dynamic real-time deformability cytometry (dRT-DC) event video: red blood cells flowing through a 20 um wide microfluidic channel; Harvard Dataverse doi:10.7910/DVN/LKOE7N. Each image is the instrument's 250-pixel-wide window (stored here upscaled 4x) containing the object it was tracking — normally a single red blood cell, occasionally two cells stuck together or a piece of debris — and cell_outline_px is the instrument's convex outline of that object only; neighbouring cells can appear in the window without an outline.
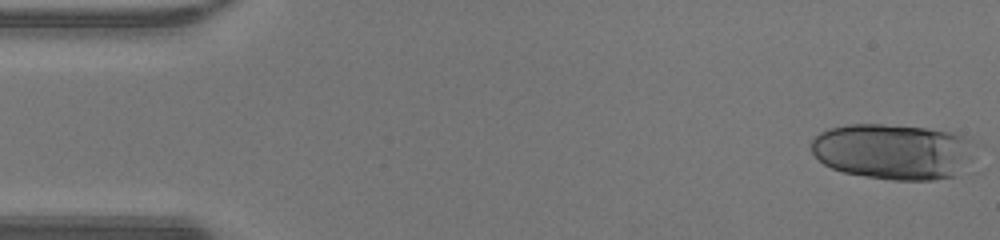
{"species": "human", "species_latin": "Homo sapiens", "temperature_condition": "warm", "stored_images_in_passage": 26, "segment_of_instrument_passage": [1, 2], "camera_frame_rate_fps": 3000, "um_per_image_px": 0.085, "donor": {"sex": "male"}, "frame": {"image": 1, "passage_image": 1, "time_ms": 0.0, "image_size_px": [1000, 240], "cell_outline_px": [[972, 140], [956, 176], [932, 180], [892, 180], [864, 176], [844, 172], [832, 168], [824, 164], [812, 152], [812, 140], [820, 132], [828, 128], [848, 124], [884, 124], [924, 128], [952, 132], [972, 136]], "centroid_in_image_um": [75.82, 12.86], "position_along_channel_um": 9.2, "area_um2": 52.42}}
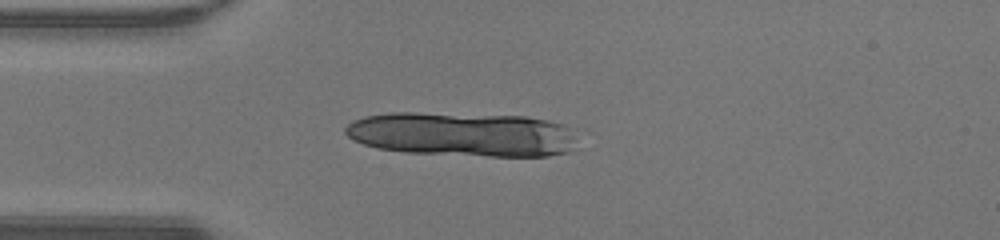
{"frame": {"image": 2, "passage_image": 12, "time_ms": 3.667, "image_size_px": [1000, 240], "cell_outline_px": [[576, 132], [572, 148], [568, 152], [548, 156], [488, 156], [404, 152], [376, 148], [352, 140], [344, 132], [344, 128], [352, 120], [364, 116], [392, 112], [412, 112], [524, 116], [564, 124]], "centroid_in_image_um": [39.27, 11.41], "position_along_channel_um": 45.7, "area_um2": 60.23}}